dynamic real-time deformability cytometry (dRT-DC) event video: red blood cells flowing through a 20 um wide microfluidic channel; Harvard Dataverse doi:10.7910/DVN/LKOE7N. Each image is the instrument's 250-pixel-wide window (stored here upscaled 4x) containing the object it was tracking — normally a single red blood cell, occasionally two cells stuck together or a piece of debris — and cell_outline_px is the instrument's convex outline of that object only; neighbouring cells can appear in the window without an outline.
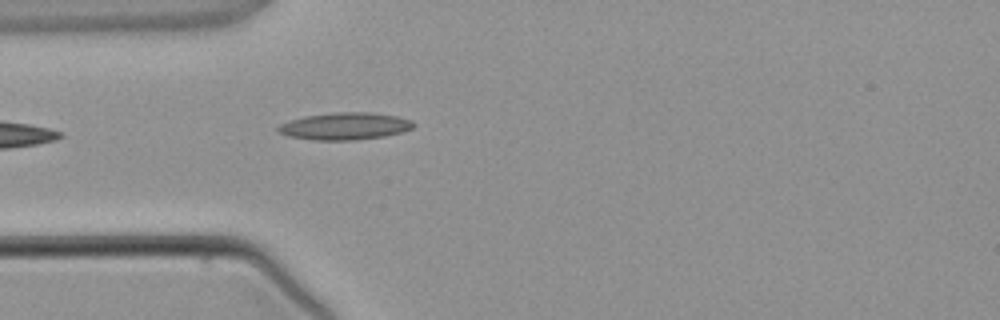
{"species": "common noctule bat (a hibernating species)", "species_latin": "Nyctalus noctula", "temperature_condition": "warm", "stored_images_in_passage": 1, "camera_frame_rate_fps": 3000, "um_per_image_px": 0.085, "animal": {"sex": "male", "body_mass_g": 21.5, "forearm_length_mm": 52.0}, "frame": {"image": 1, "passage_image": 1, "time_ms": 0.0, "image_size_px": [1000, 320], "cell_outline_px": [[416, 124], [412, 128], [404, 132], [384, 136], [356, 140], [312, 140], [288, 136], [276, 132], [276, 128], [280, 124], [304, 116], [340, 112], [368, 112], [396, 116], [412, 120]], "centroid_in_image_um": [29.32, 10.73], "position_along_channel_um": 55.7, "area_um2": 21.5}}